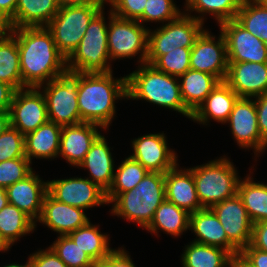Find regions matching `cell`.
<instances>
[{
    "label": "cell",
    "instance_id": "6da1fadb",
    "mask_svg": "<svg viewBox=\"0 0 267 267\" xmlns=\"http://www.w3.org/2000/svg\"><path fill=\"white\" fill-rule=\"evenodd\" d=\"M10 32L17 39L22 89L48 83L67 66L46 26L11 28Z\"/></svg>",
    "mask_w": 267,
    "mask_h": 267
},
{
    "label": "cell",
    "instance_id": "7a4b0ae2",
    "mask_svg": "<svg viewBox=\"0 0 267 267\" xmlns=\"http://www.w3.org/2000/svg\"><path fill=\"white\" fill-rule=\"evenodd\" d=\"M81 122L100 125L106 130L115 119L116 103L127 99L126 76L109 73H84L77 92ZM117 100V101H116Z\"/></svg>",
    "mask_w": 267,
    "mask_h": 267
},
{
    "label": "cell",
    "instance_id": "3957f363",
    "mask_svg": "<svg viewBox=\"0 0 267 267\" xmlns=\"http://www.w3.org/2000/svg\"><path fill=\"white\" fill-rule=\"evenodd\" d=\"M127 100H144L158 107L176 111L188 119L192 112L184 105L179 78L144 63L126 75Z\"/></svg>",
    "mask_w": 267,
    "mask_h": 267
},
{
    "label": "cell",
    "instance_id": "277c9868",
    "mask_svg": "<svg viewBox=\"0 0 267 267\" xmlns=\"http://www.w3.org/2000/svg\"><path fill=\"white\" fill-rule=\"evenodd\" d=\"M165 199V173L148 172L134 189L120 193L110 203V213L145 229Z\"/></svg>",
    "mask_w": 267,
    "mask_h": 267
},
{
    "label": "cell",
    "instance_id": "5b68a950",
    "mask_svg": "<svg viewBox=\"0 0 267 267\" xmlns=\"http://www.w3.org/2000/svg\"><path fill=\"white\" fill-rule=\"evenodd\" d=\"M227 156H221L207 163L192 167L198 199L203 208L231 198L238 193L242 177Z\"/></svg>",
    "mask_w": 267,
    "mask_h": 267
},
{
    "label": "cell",
    "instance_id": "8992f818",
    "mask_svg": "<svg viewBox=\"0 0 267 267\" xmlns=\"http://www.w3.org/2000/svg\"><path fill=\"white\" fill-rule=\"evenodd\" d=\"M104 10L103 7L92 18L82 40L66 59L68 68L83 73H109L113 71L108 50L109 21H106Z\"/></svg>",
    "mask_w": 267,
    "mask_h": 267
},
{
    "label": "cell",
    "instance_id": "52a82bcc",
    "mask_svg": "<svg viewBox=\"0 0 267 267\" xmlns=\"http://www.w3.org/2000/svg\"><path fill=\"white\" fill-rule=\"evenodd\" d=\"M83 74L66 66L55 79L38 87L46 100L49 121L62 127L81 123L77 92Z\"/></svg>",
    "mask_w": 267,
    "mask_h": 267
},
{
    "label": "cell",
    "instance_id": "ba28073f",
    "mask_svg": "<svg viewBox=\"0 0 267 267\" xmlns=\"http://www.w3.org/2000/svg\"><path fill=\"white\" fill-rule=\"evenodd\" d=\"M103 7L105 3L59 7L46 27L52 33L57 49L66 59L82 40L89 22Z\"/></svg>",
    "mask_w": 267,
    "mask_h": 267
},
{
    "label": "cell",
    "instance_id": "9c48e42d",
    "mask_svg": "<svg viewBox=\"0 0 267 267\" xmlns=\"http://www.w3.org/2000/svg\"><path fill=\"white\" fill-rule=\"evenodd\" d=\"M204 23L182 13L177 19L155 30L148 29L146 63L152 65L160 56L177 48H192L205 30Z\"/></svg>",
    "mask_w": 267,
    "mask_h": 267
},
{
    "label": "cell",
    "instance_id": "30bf717a",
    "mask_svg": "<svg viewBox=\"0 0 267 267\" xmlns=\"http://www.w3.org/2000/svg\"><path fill=\"white\" fill-rule=\"evenodd\" d=\"M107 20L110 60L114 62L132 59L138 55V64L146 63L149 27L143 26L138 20L118 17L111 9L108 11Z\"/></svg>",
    "mask_w": 267,
    "mask_h": 267
},
{
    "label": "cell",
    "instance_id": "8fae6325",
    "mask_svg": "<svg viewBox=\"0 0 267 267\" xmlns=\"http://www.w3.org/2000/svg\"><path fill=\"white\" fill-rule=\"evenodd\" d=\"M9 114L10 126L24 136L49 121L45 97L34 87L15 90Z\"/></svg>",
    "mask_w": 267,
    "mask_h": 267
},
{
    "label": "cell",
    "instance_id": "7c38bea8",
    "mask_svg": "<svg viewBox=\"0 0 267 267\" xmlns=\"http://www.w3.org/2000/svg\"><path fill=\"white\" fill-rule=\"evenodd\" d=\"M226 123L240 148L253 149L256 158L266 151L267 143L262 139L258 128L254 98L239 97Z\"/></svg>",
    "mask_w": 267,
    "mask_h": 267
},
{
    "label": "cell",
    "instance_id": "4fadbf2b",
    "mask_svg": "<svg viewBox=\"0 0 267 267\" xmlns=\"http://www.w3.org/2000/svg\"><path fill=\"white\" fill-rule=\"evenodd\" d=\"M213 35L205 29L196 39L190 53V69L211 74L225 81L228 71L226 41L221 32Z\"/></svg>",
    "mask_w": 267,
    "mask_h": 267
},
{
    "label": "cell",
    "instance_id": "5bb4252c",
    "mask_svg": "<svg viewBox=\"0 0 267 267\" xmlns=\"http://www.w3.org/2000/svg\"><path fill=\"white\" fill-rule=\"evenodd\" d=\"M48 193L57 201L85 211L108 205L106 192L87 177H70L64 179L47 180Z\"/></svg>",
    "mask_w": 267,
    "mask_h": 267
},
{
    "label": "cell",
    "instance_id": "9a60e30c",
    "mask_svg": "<svg viewBox=\"0 0 267 267\" xmlns=\"http://www.w3.org/2000/svg\"><path fill=\"white\" fill-rule=\"evenodd\" d=\"M226 41L228 63H267V44L245 30L235 19L220 23Z\"/></svg>",
    "mask_w": 267,
    "mask_h": 267
},
{
    "label": "cell",
    "instance_id": "2e32d148",
    "mask_svg": "<svg viewBox=\"0 0 267 267\" xmlns=\"http://www.w3.org/2000/svg\"><path fill=\"white\" fill-rule=\"evenodd\" d=\"M166 134L150 133L131 140L132 159L149 172L166 173L178 162V155L168 146Z\"/></svg>",
    "mask_w": 267,
    "mask_h": 267
},
{
    "label": "cell",
    "instance_id": "e0dca14e",
    "mask_svg": "<svg viewBox=\"0 0 267 267\" xmlns=\"http://www.w3.org/2000/svg\"><path fill=\"white\" fill-rule=\"evenodd\" d=\"M227 238L241 251L251 242L252 226L243 201L238 194L211 207Z\"/></svg>",
    "mask_w": 267,
    "mask_h": 267
},
{
    "label": "cell",
    "instance_id": "ac0fdd59",
    "mask_svg": "<svg viewBox=\"0 0 267 267\" xmlns=\"http://www.w3.org/2000/svg\"><path fill=\"white\" fill-rule=\"evenodd\" d=\"M33 170L23 180L6 188L8 203L16 206L35 223L42 213L43 201L48 193V182Z\"/></svg>",
    "mask_w": 267,
    "mask_h": 267
},
{
    "label": "cell",
    "instance_id": "d6986e66",
    "mask_svg": "<svg viewBox=\"0 0 267 267\" xmlns=\"http://www.w3.org/2000/svg\"><path fill=\"white\" fill-rule=\"evenodd\" d=\"M99 128L105 130L100 125L89 122L63 126L58 157L61 156L70 166L78 167L91 145L101 135Z\"/></svg>",
    "mask_w": 267,
    "mask_h": 267
},
{
    "label": "cell",
    "instance_id": "ffe728a7",
    "mask_svg": "<svg viewBox=\"0 0 267 267\" xmlns=\"http://www.w3.org/2000/svg\"><path fill=\"white\" fill-rule=\"evenodd\" d=\"M225 82L239 97L263 95L267 92V63H228Z\"/></svg>",
    "mask_w": 267,
    "mask_h": 267
},
{
    "label": "cell",
    "instance_id": "44dd1931",
    "mask_svg": "<svg viewBox=\"0 0 267 267\" xmlns=\"http://www.w3.org/2000/svg\"><path fill=\"white\" fill-rule=\"evenodd\" d=\"M90 218L85 210L79 207L70 206L54 199L49 193L46 194L42 213L37 223L53 230L59 235H68L81 226H84Z\"/></svg>",
    "mask_w": 267,
    "mask_h": 267
},
{
    "label": "cell",
    "instance_id": "7402d4cb",
    "mask_svg": "<svg viewBox=\"0 0 267 267\" xmlns=\"http://www.w3.org/2000/svg\"><path fill=\"white\" fill-rule=\"evenodd\" d=\"M179 168L177 163L165 173L166 200L189 213L199 211L203 207L197 196L192 167Z\"/></svg>",
    "mask_w": 267,
    "mask_h": 267
},
{
    "label": "cell",
    "instance_id": "603a6c76",
    "mask_svg": "<svg viewBox=\"0 0 267 267\" xmlns=\"http://www.w3.org/2000/svg\"><path fill=\"white\" fill-rule=\"evenodd\" d=\"M194 232L197 243L220 247L232 256L238 255L240 250L227 238L218 217L211 208H202L190 213L189 231Z\"/></svg>",
    "mask_w": 267,
    "mask_h": 267
},
{
    "label": "cell",
    "instance_id": "cb8c5ba5",
    "mask_svg": "<svg viewBox=\"0 0 267 267\" xmlns=\"http://www.w3.org/2000/svg\"><path fill=\"white\" fill-rule=\"evenodd\" d=\"M104 135H100L91 145L83 161L77 168L88 170L89 177L105 192L109 190L113 183L115 173V161L112 157L111 147Z\"/></svg>",
    "mask_w": 267,
    "mask_h": 267
},
{
    "label": "cell",
    "instance_id": "d4e9b609",
    "mask_svg": "<svg viewBox=\"0 0 267 267\" xmlns=\"http://www.w3.org/2000/svg\"><path fill=\"white\" fill-rule=\"evenodd\" d=\"M239 96L225 81H220L206 99L192 113L191 120L202 125H210L213 119L223 125L229 119Z\"/></svg>",
    "mask_w": 267,
    "mask_h": 267
},
{
    "label": "cell",
    "instance_id": "484cf974",
    "mask_svg": "<svg viewBox=\"0 0 267 267\" xmlns=\"http://www.w3.org/2000/svg\"><path fill=\"white\" fill-rule=\"evenodd\" d=\"M62 126L48 121L35 131L24 136L25 156L32 159H51L58 157Z\"/></svg>",
    "mask_w": 267,
    "mask_h": 267
},
{
    "label": "cell",
    "instance_id": "4316f807",
    "mask_svg": "<svg viewBox=\"0 0 267 267\" xmlns=\"http://www.w3.org/2000/svg\"><path fill=\"white\" fill-rule=\"evenodd\" d=\"M59 11L56 0H18L10 28L47 26Z\"/></svg>",
    "mask_w": 267,
    "mask_h": 267
},
{
    "label": "cell",
    "instance_id": "83f0119b",
    "mask_svg": "<svg viewBox=\"0 0 267 267\" xmlns=\"http://www.w3.org/2000/svg\"><path fill=\"white\" fill-rule=\"evenodd\" d=\"M190 213L168 200H164L156 209L151 223L145 228L152 235L158 236L160 231L178 238L189 230ZM160 230V231H158Z\"/></svg>",
    "mask_w": 267,
    "mask_h": 267
},
{
    "label": "cell",
    "instance_id": "f1b7e54d",
    "mask_svg": "<svg viewBox=\"0 0 267 267\" xmlns=\"http://www.w3.org/2000/svg\"><path fill=\"white\" fill-rule=\"evenodd\" d=\"M219 82L211 74L189 69L179 77L184 105L193 113Z\"/></svg>",
    "mask_w": 267,
    "mask_h": 267
},
{
    "label": "cell",
    "instance_id": "f546056e",
    "mask_svg": "<svg viewBox=\"0 0 267 267\" xmlns=\"http://www.w3.org/2000/svg\"><path fill=\"white\" fill-rule=\"evenodd\" d=\"M252 174L254 173L250 171L244 179H240L237 194L254 224L267 220V184L255 182Z\"/></svg>",
    "mask_w": 267,
    "mask_h": 267
},
{
    "label": "cell",
    "instance_id": "4dcf8cb0",
    "mask_svg": "<svg viewBox=\"0 0 267 267\" xmlns=\"http://www.w3.org/2000/svg\"><path fill=\"white\" fill-rule=\"evenodd\" d=\"M181 254L182 267H230L232 255L220 247L190 241Z\"/></svg>",
    "mask_w": 267,
    "mask_h": 267
},
{
    "label": "cell",
    "instance_id": "1f68e13d",
    "mask_svg": "<svg viewBox=\"0 0 267 267\" xmlns=\"http://www.w3.org/2000/svg\"><path fill=\"white\" fill-rule=\"evenodd\" d=\"M242 2L243 0H185L183 13L203 23L208 14L214 17L219 25L222 22L235 19ZM192 12L195 15H192ZM196 13L199 15L197 16Z\"/></svg>",
    "mask_w": 267,
    "mask_h": 267
},
{
    "label": "cell",
    "instance_id": "d6a6232c",
    "mask_svg": "<svg viewBox=\"0 0 267 267\" xmlns=\"http://www.w3.org/2000/svg\"><path fill=\"white\" fill-rule=\"evenodd\" d=\"M35 228L36 223L16 206L7 203L0 210V238L9 248L20 241L19 238L33 233Z\"/></svg>",
    "mask_w": 267,
    "mask_h": 267
},
{
    "label": "cell",
    "instance_id": "836d02e7",
    "mask_svg": "<svg viewBox=\"0 0 267 267\" xmlns=\"http://www.w3.org/2000/svg\"><path fill=\"white\" fill-rule=\"evenodd\" d=\"M99 225L89 220L68 236L96 263L107 257L114 249L110 247V238L99 231Z\"/></svg>",
    "mask_w": 267,
    "mask_h": 267
},
{
    "label": "cell",
    "instance_id": "e575fe53",
    "mask_svg": "<svg viewBox=\"0 0 267 267\" xmlns=\"http://www.w3.org/2000/svg\"><path fill=\"white\" fill-rule=\"evenodd\" d=\"M0 81L15 90L22 89L20 54L17 39L11 32L0 38Z\"/></svg>",
    "mask_w": 267,
    "mask_h": 267
},
{
    "label": "cell",
    "instance_id": "d590c367",
    "mask_svg": "<svg viewBox=\"0 0 267 267\" xmlns=\"http://www.w3.org/2000/svg\"><path fill=\"white\" fill-rule=\"evenodd\" d=\"M149 171L130 156L125 157L121 164L115 168L111 187L106 192L108 205L123 192L134 189Z\"/></svg>",
    "mask_w": 267,
    "mask_h": 267
},
{
    "label": "cell",
    "instance_id": "8d00e7d4",
    "mask_svg": "<svg viewBox=\"0 0 267 267\" xmlns=\"http://www.w3.org/2000/svg\"><path fill=\"white\" fill-rule=\"evenodd\" d=\"M235 20L267 44V1L243 0Z\"/></svg>",
    "mask_w": 267,
    "mask_h": 267
},
{
    "label": "cell",
    "instance_id": "74e56055",
    "mask_svg": "<svg viewBox=\"0 0 267 267\" xmlns=\"http://www.w3.org/2000/svg\"><path fill=\"white\" fill-rule=\"evenodd\" d=\"M67 267H95L96 263L68 235H59L49 246Z\"/></svg>",
    "mask_w": 267,
    "mask_h": 267
},
{
    "label": "cell",
    "instance_id": "f35d334b",
    "mask_svg": "<svg viewBox=\"0 0 267 267\" xmlns=\"http://www.w3.org/2000/svg\"><path fill=\"white\" fill-rule=\"evenodd\" d=\"M174 0H147L143 14L137 19L143 26L144 23H168L177 19L181 14Z\"/></svg>",
    "mask_w": 267,
    "mask_h": 267
},
{
    "label": "cell",
    "instance_id": "ab89813d",
    "mask_svg": "<svg viewBox=\"0 0 267 267\" xmlns=\"http://www.w3.org/2000/svg\"><path fill=\"white\" fill-rule=\"evenodd\" d=\"M191 48H177L160 56L152 65L168 75L180 77L190 69Z\"/></svg>",
    "mask_w": 267,
    "mask_h": 267
},
{
    "label": "cell",
    "instance_id": "60d3db41",
    "mask_svg": "<svg viewBox=\"0 0 267 267\" xmlns=\"http://www.w3.org/2000/svg\"><path fill=\"white\" fill-rule=\"evenodd\" d=\"M31 165L26 156L0 162V187L6 189L12 184L23 180L33 171Z\"/></svg>",
    "mask_w": 267,
    "mask_h": 267
},
{
    "label": "cell",
    "instance_id": "b9f144b4",
    "mask_svg": "<svg viewBox=\"0 0 267 267\" xmlns=\"http://www.w3.org/2000/svg\"><path fill=\"white\" fill-rule=\"evenodd\" d=\"M25 157L24 135L9 126L0 135V162Z\"/></svg>",
    "mask_w": 267,
    "mask_h": 267
},
{
    "label": "cell",
    "instance_id": "7bdbcfd3",
    "mask_svg": "<svg viewBox=\"0 0 267 267\" xmlns=\"http://www.w3.org/2000/svg\"><path fill=\"white\" fill-rule=\"evenodd\" d=\"M147 0H106L114 15L130 20H137L144 12Z\"/></svg>",
    "mask_w": 267,
    "mask_h": 267
},
{
    "label": "cell",
    "instance_id": "ee69618b",
    "mask_svg": "<svg viewBox=\"0 0 267 267\" xmlns=\"http://www.w3.org/2000/svg\"><path fill=\"white\" fill-rule=\"evenodd\" d=\"M33 267H67V265L50 248L38 249L29 255Z\"/></svg>",
    "mask_w": 267,
    "mask_h": 267
},
{
    "label": "cell",
    "instance_id": "f6af8a7d",
    "mask_svg": "<svg viewBox=\"0 0 267 267\" xmlns=\"http://www.w3.org/2000/svg\"><path fill=\"white\" fill-rule=\"evenodd\" d=\"M95 267H136L124 247L115 248L107 257L96 262Z\"/></svg>",
    "mask_w": 267,
    "mask_h": 267
},
{
    "label": "cell",
    "instance_id": "bcb514c9",
    "mask_svg": "<svg viewBox=\"0 0 267 267\" xmlns=\"http://www.w3.org/2000/svg\"><path fill=\"white\" fill-rule=\"evenodd\" d=\"M254 98L258 128L262 139L267 143V92Z\"/></svg>",
    "mask_w": 267,
    "mask_h": 267
},
{
    "label": "cell",
    "instance_id": "7dc6e473",
    "mask_svg": "<svg viewBox=\"0 0 267 267\" xmlns=\"http://www.w3.org/2000/svg\"><path fill=\"white\" fill-rule=\"evenodd\" d=\"M250 245L253 248L267 252V220L253 224Z\"/></svg>",
    "mask_w": 267,
    "mask_h": 267
},
{
    "label": "cell",
    "instance_id": "c3c4849f",
    "mask_svg": "<svg viewBox=\"0 0 267 267\" xmlns=\"http://www.w3.org/2000/svg\"><path fill=\"white\" fill-rule=\"evenodd\" d=\"M239 255L252 267H267V252L253 248L250 244Z\"/></svg>",
    "mask_w": 267,
    "mask_h": 267
},
{
    "label": "cell",
    "instance_id": "681fc988",
    "mask_svg": "<svg viewBox=\"0 0 267 267\" xmlns=\"http://www.w3.org/2000/svg\"><path fill=\"white\" fill-rule=\"evenodd\" d=\"M15 89L6 82L0 81V112L9 111Z\"/></svg>",
    "mask_w": 267,
    "mask_h": 267
},
{
    "label": "cell",
    "instance_id": "f907efd6",
    "mask_svg": "<svg viewBox=\"0 0 267 267\" xmlns=\"http://www.w3.org/2000/svg\"><path fill=\"white\" fill-rule=\"evenodd\" d=\"M18 0H0V14L10 21L15 15Z\"/></svg>",
    "mask_w": 267,
    "mask_h": 267
},
{
    "label": "cell",
    "instance_id": "816d5d0a",
    "mask_svg": "<svg viewBox=\"0 0 267 267\" xmlns=\"http://www.w3.org/2000/svg\"><path fill=\"white\" fill-rule=\"evenodd\" d=\"M59 7L73 6V5H86L89 3H106V0H56Z\"/></svg>",
    "mask_w": 267,
    "mask_h": 267
},
{
    "label": "cell",
    "instance_id": "f5cc1de1",
    "mask_svg": "<svg viewBox=\"0 0 267 267\" xmlns=\"http://www.w3.org/2000/svg\"><path fill=\"white\" fill-rule=\"evenodd\" d=\"M10 126L9 111L0 112V135Z\"/></svg>",
    "mask_w": 267,
    "mask_h": 267
},
{
    "label": "cell",
    "instance_id": "db71d44e",
    "mask_svg": "<svg viewBox=\"0 0 267 267\" xmlns=\"http://www.w3.org/2000/svg\"><path fill=\"white\" fill-rule=\"evenodd\" d=\"M10 30L9 21L0 14V38L5 37Z\"/></svg>",
    "mask_w": 267,
    "mask_h": 267
},
{
    "label": "cell",
    "instance_id": "11a10c76",
    "mask_svg": "<svg viewBox=\"0 0 267 267\" xmlns=\"http://www.w3.org/2000/svg\"><path fill=\"white\" fill-rule=\"evenodd\" d=\"M230 267H252L239 254L232 257Z\"/></svg>",
    "mask_w": 267,
    "mask_h": 267
},
{
    "label": "cell",
    "instance_id": "9f6ffc18",
    "mask_svg": "<svg viewBox=\"0 0 267 267\" xmlns=\"http://www.w3.org/2000/svg\"><path fill=\"white\" fill-rule=\"evenodd\" d=\"M8 203L7 192L5 188L0 187V210Z\"/></svg>",
    "mask_w": 267,
    "mask_h": 267
},
{
    "label": "cell",
    "instance_id": "6f0895ef",
    "mask_svg": "<svg viewBox=\"0 0 267 267\" xmlns=\"http://www.w3.org/2000/svg\"><path fill=\"white\" fill-rule=\"evenodd\" d=\"M0 267H33L32 263H31V260L30 258L28 257L26 263L24 264H17V263H9V264H6V265H3V266H0Z\"/></svg>",
    "mask_w": 267,
    "mask_h": 267
},
{
    "label": "cell",
    "instance_id": "680465c9",
    "mask_svg": "<svg viewBox=\"0 0 267 267\" xmlns=\"http://www.w3.org/2000/svg\"><path fill=\"white\" fill-rule=\"evenodd\" d=\"M9 250H10V248L0 238V252H7Z\"/></svg>",
    "mask_w": 267,
    "mask_h": 267
}]
</instances>
